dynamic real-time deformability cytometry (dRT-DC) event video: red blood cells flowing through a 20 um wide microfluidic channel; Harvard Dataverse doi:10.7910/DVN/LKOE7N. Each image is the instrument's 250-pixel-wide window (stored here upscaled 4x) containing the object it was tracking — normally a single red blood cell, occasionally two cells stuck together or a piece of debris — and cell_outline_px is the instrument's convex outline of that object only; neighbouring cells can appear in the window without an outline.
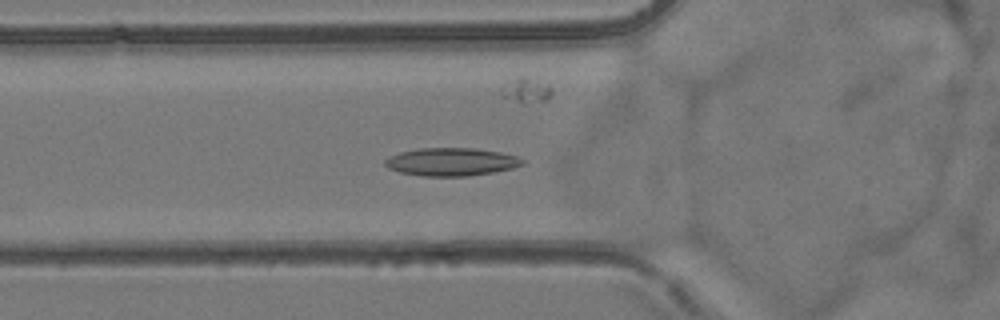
{"species": "common noctule bat (a hibernating species)", "species_latin": "Nyctalus noctula", "temperature_condition": "room temperature", "stored_images_in_passage": 5, "camera_frame_rate_fps": 3000, "um_per_image_px": 0.085, "animal": {"sex": "female", "body_mass_g": 24.6, "forearm_length_mm": 56.2}, "frame": {"image": 1, "passage_image": 4, "time_ms": 4.333, "image_size_px": [1000, 320], "cell_outline_px": [[524, 164], [512, 168], [492, 172], [468, 176], [424, 176], [400, 172], [388, 168], [384, 164], [384, 160], [388, 156], [400, 152], [420, 148], [476, 148], [500, 152], [516, 156], [524, 160]], "centroid_in_image_um": [38.34, 13.75], "position_along_channel_um": 87.5, "area_um2": 22.37}}